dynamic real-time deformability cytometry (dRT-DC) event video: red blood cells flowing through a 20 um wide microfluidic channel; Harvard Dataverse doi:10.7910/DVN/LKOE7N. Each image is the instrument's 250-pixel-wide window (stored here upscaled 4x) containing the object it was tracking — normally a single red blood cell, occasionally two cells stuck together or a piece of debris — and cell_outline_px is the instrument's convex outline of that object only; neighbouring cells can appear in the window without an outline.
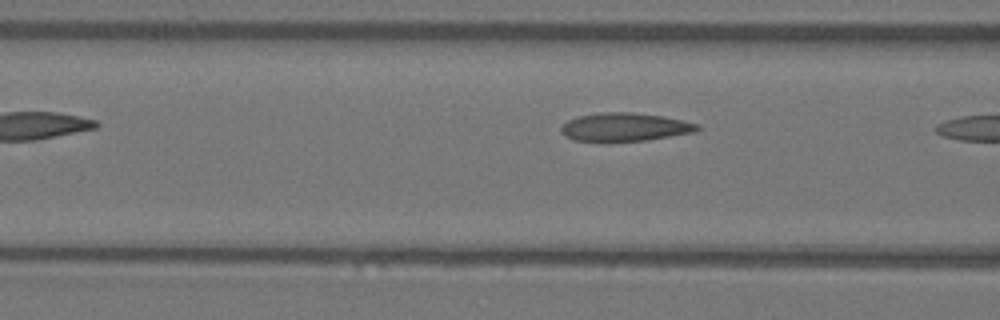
{"species": "Egyptian fruit bat (a non-hibernating species)", "species_latin": "Rousettus aegyptiacus", "temperature_condition": "warm", "stored_images_in_passage": 6, "camera_frame_rate_fps": 3000, "um_per_image_px": 0.085, "animal": {"sex": "female"}, "frame": {"image": 1, "passage_image": 5, "time_ms": 1.333, "image_size_px": [1000, 320], "cell_outline_px": [[700, 128], [696, 132], [644, 140], [608, 144], [572, 140], [564, 136], [560, 132], [560, 128], [568, 120], [576, 116], [600, 112], [632, 112], [664, 116], [700, 124]], "centroid_in_image_um": [53.04, 10.83], "position_along_channel_um": 113.6, "area_um2": 23.35}}